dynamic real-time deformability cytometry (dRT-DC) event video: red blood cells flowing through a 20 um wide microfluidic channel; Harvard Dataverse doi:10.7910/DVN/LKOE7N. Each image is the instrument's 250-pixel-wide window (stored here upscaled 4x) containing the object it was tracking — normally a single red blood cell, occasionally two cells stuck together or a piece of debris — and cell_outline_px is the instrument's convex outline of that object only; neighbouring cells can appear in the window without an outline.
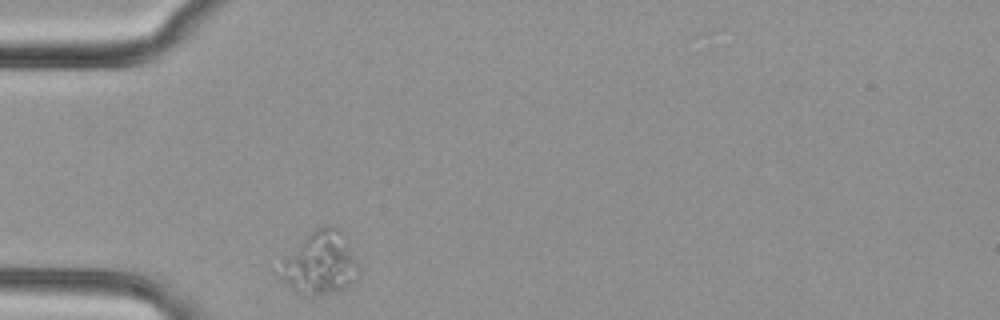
{"species": "common noctule bat (a hibernating species)", "species_latin": "Nyctalus noctula", "temperature_condition": "cold", "stored_images_in_passage": 40, "camera_frame_rate_fps": 3000, "um_per_image_px": 0.085, "animal": {"sex": "female", "body_mass_g": 29.2, "forearm_length_mm": 56.3}, "frame": {"image": 1, "passage_image": 1, "time_ms": 0.0, "image_size_px": [1000, 320], "cell_outline_px": [[360, 276], [356, 284], [352, 288], [320, 296], [312, 296], [296, 292], [280, 276], [284, 256], [316, 228], [332, 224], [340, 228], [344, 232], [360, 268]], "centroid_in_image_um": [27.32, 22.4], "position_along_channel_um": 57.7, "area_um2": 29.42}}
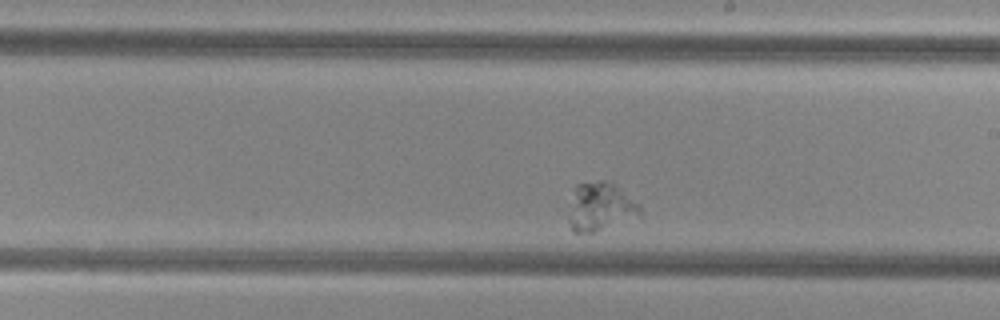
{"frame": {"image": 2, "passage_image": 17, "time_ms": 5.333, "image_size_px": [1000, 320], "cell_outline_px": [[640, 216], [592, 232], [572, 232], [568, 224], [572, 188], [576, 184], [600, 180], [612, 180], [640, 204]], "centroid_in_image_um": [51.02, 17.53], "position_along_channel_um": 238.0, "area_um2": 20.46}}
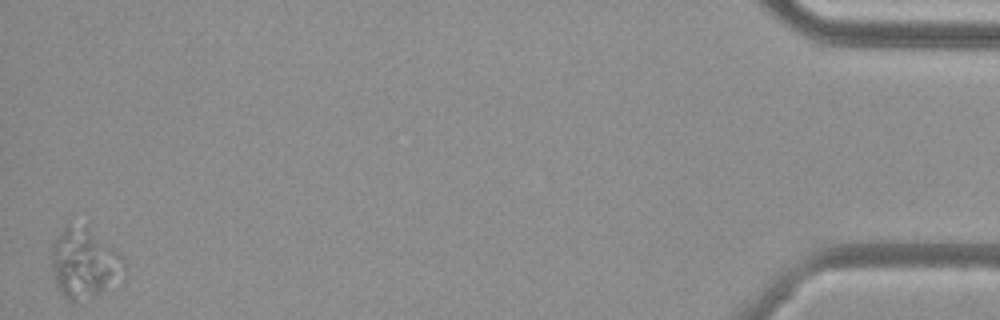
{"frame": {"image": 3, "passage_image": 40, "time_ms": 13.0, "image_size_px": [1000, 320], "cell_outline_px": [[128, 276], [124, 284], [88, 304], [72, 304], [56, 288], [48, 252], [52, 244], [64, 224], [88, 224], [120, 252], [124, 256], [128, 264]], "centroid_in_image_um": [7.29, 22.47], "position_along_channel_um": 427.9, "area_um2": 33.35}}